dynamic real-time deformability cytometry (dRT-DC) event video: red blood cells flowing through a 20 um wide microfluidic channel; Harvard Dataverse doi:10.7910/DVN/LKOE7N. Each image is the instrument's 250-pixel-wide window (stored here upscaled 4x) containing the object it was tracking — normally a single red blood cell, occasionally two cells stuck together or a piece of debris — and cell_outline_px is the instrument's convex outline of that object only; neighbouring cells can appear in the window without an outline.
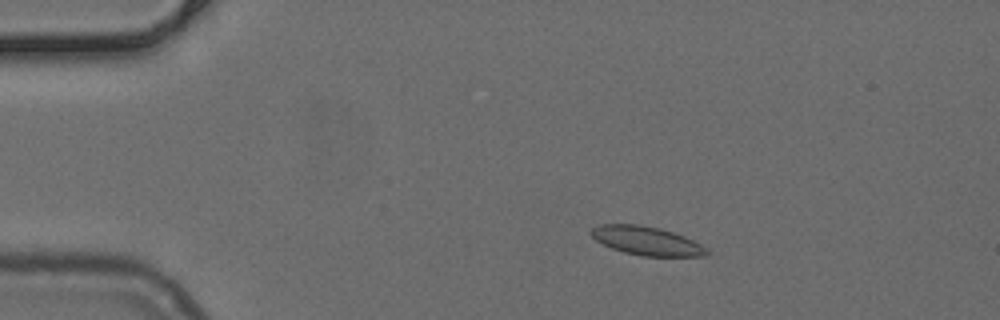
{"species": "common noctule bat (a hibernating species)", "species_latin": "Nyctalus noctula", "temperature_condition": "cold", "stored_images_in_passage": 52, "camera_frame_rate_fps": 3000, "um_per_image_px": 0.085, "animal": {"sex": "female", "body_mass_g": 24.6, "forearm_length_mm": 56.2}, "frame": {"image": 1, "passage_image": 10, "time_ms": 3.0, "image_size_px": [1000, 320], "cell_outline_px": [[712, 252], [708, 256], [640, 256], [624, 252], [612, 248], [596, 240], [588, 232], [592, 228], [600, 224], [640, 224], [660, 228], [684, 236], [700, 244]], "centroid_in_image_um": [54.97, 20.47], "position_along_channel_um": 30.0, "area_um2": 19.42}}
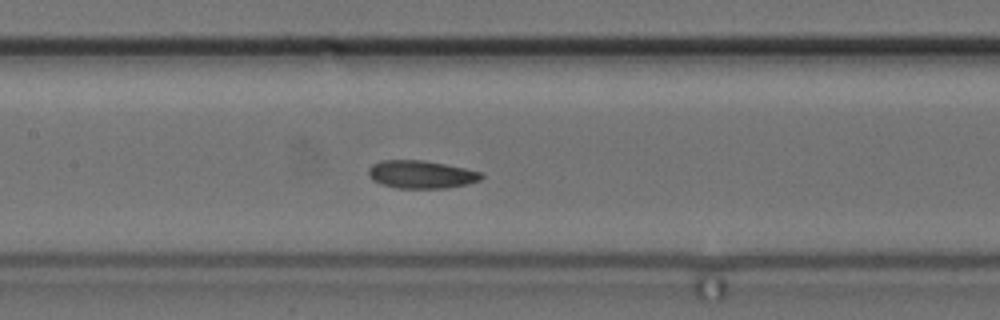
{"frame": {"image": 2, "passage_image": 25, "time_ms": 8.0, "image_size_px": [1000, 320], "cell_outline_px": [[484, 176], [480, 180], [468, 184], [448, 188], [396, 188], [380, 184], [372, 180], [368, 176], [368, 168], [372, 164], [380, 160], [424, 160], [484, 172]], "centroid_in_image_um": [35.79, 14.83], "position_along_channel_um": 171.6, "area_um2": 18.61}}
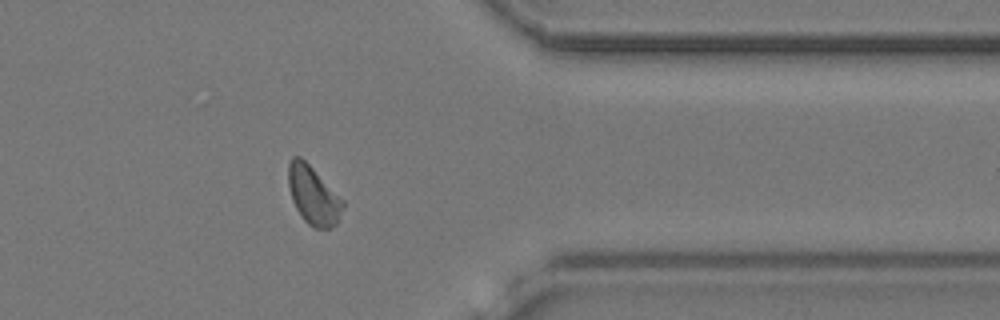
{"frame": {"image": 3, "passage_image": 42, "time_ms": 13.667, "image_size_px": [1000, 320], "cell_outline_px": [[344, 208], [336, 224], [328, 228], [312, 228], [300, 216], [292, 200], [288, 184], [288, 164], [292, 156], [300, 156], [344, 200]], "centroid_in_image_um": [26.62, 16.62], "position_along_channel_um": 384.8, "area_um2": 18.5}}